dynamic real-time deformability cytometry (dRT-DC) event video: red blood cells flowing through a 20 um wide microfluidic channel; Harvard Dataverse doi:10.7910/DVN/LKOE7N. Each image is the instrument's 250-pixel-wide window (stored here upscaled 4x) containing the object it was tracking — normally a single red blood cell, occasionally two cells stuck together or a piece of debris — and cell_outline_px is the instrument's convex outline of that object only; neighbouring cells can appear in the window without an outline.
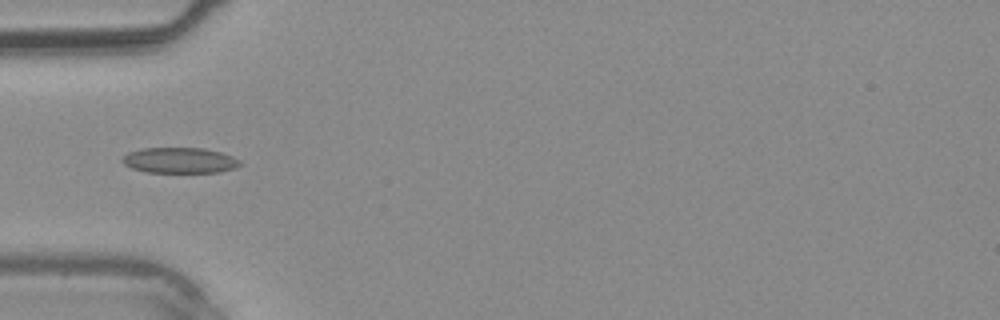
{"species": "common noctule bat (a hibernating species)", "species_latin": "Nyctalus noctula", "temperature_condition": "warm", "stored_images_in_passage": 38, "camera_frame_rate_fps": 3000, "um_per_image_px": 0.085, "animal": {"sex": "male", "body_mass_g": 20.4}, "frame": {"image": 1, "passage_image": 12, "time_ms": 3.667, "image_size_px": [1000, 320], "cell_outline_px": [[244, 164], [236, 168], [220, 172], [144, 172], [132, 168], [124, 164], [120, 160], [128, 152], [144, 148], [204, 148], [220, 152], [232, 156], [240, 160]], "centroid_in_image_um": [15.3, 13.63], "position_along_channel_um": 69.7, "area_um2": 17.69}}
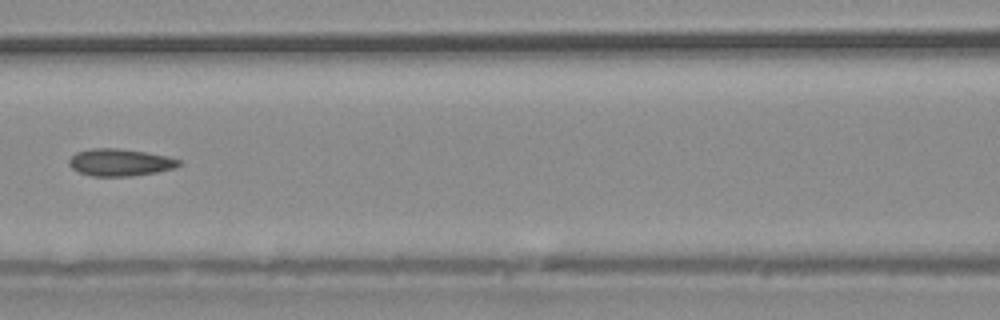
{"frame": {"image": 2, "passage_image": 17, "time_ms": 5.333, "image_size_px": [1000, 320], "cell_outline_px": [[184, 164], [176, 168], [156, 172], [132, 176], [92, 176], [80, 172], [72, 168], [68, 164], [68, 160], [76, 152], [92, 148], [116, 148], [144, 152], [168, 156], [180, 160]], "centroid_in_image_um": [10.23, 13.8], "position_along_channel_um": 156.4, "area_um2": 17.46}}